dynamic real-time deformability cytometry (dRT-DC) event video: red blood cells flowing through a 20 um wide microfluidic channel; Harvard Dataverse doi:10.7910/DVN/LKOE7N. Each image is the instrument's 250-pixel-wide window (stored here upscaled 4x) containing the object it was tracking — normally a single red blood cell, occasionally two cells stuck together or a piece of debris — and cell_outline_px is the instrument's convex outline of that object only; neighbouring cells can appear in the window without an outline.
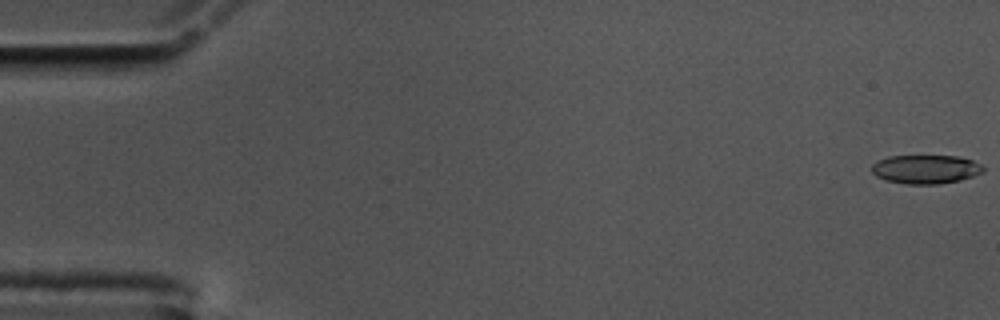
{"species": "common noctule bat (a hibernating species)", "species_latin": "Nyctalus noctula", "temperature_condition": "cold", "stored_images_in_passage": 57, "camera_frame_rate_fps": 3000, "um_per_image_px": 0.085, "animal": {"sex": "male", "body_mass_g": 17.5, "forearm_length_mm": 52.3}, "frame": {"image": 1, "passage_image": 1, "time_ms": 0.0, "image_size_px": [1000, 320], "cell_outline_px": [[984, 172], [960, 180], [936, 184], [904, 184], [884, 180], [876, 176], [872, 172], [872, 164], [888, 156], [960, 156], [972, 160], [980, 164], [984, 168]], "centroid_in_image_um": [78.68, 14.39], "position_along_channel_um": 6.3, "area_um2": 18.73}}
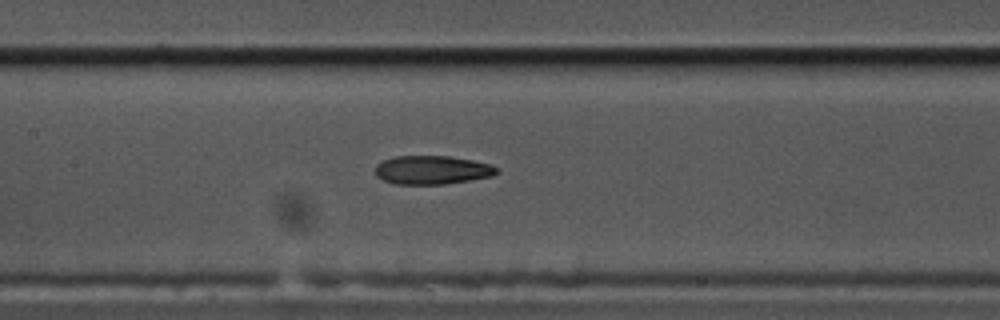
{"frame": {"image": 2, "passage_image": 27, "time_ms": 8.667, "image_size_px": [1000, 320], "cell_outline_px": [[500, 172], [492, 176], [444, 184], [396, 184], [384, 180], [376, 176], [376, 164], [384, 160], [396, 156], [448, 156], [472, 160], [488, 164], [496, 168]], "centroid_in_image_um": [36.71, 14.45], "position_along_channel_um": 170.7, "area_um2": 20.06}}
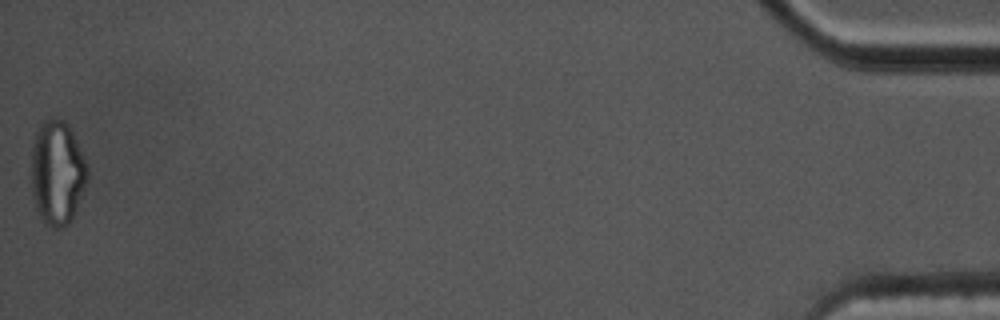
{"frame": {"image": 3, "passage_image": 57, "time_ms": 18.667, "image_size_px": [1000, 320], "cell_outline_px": [[88, 180], [76, 208], [68, 224], [60, 228], [52, 228], [44, 224], [40, 220], [32, 196], [32, 148], [36, 132], [40, 124], [48, 116], [64, 120], [68, 124], [76, 140], [88, 168]], "centroid_in_image_um": [4.85, 14.68], "position_along_channel_um": 430.4, "area_um2": 34.22}, "authors_computed_cell_mechanics": {"area_um2": 20.4612, "velocity_mm_per_s": 3.573, "shape_relaxation_time_tau1_ms": null, "shape_relaxation_time_tau2_ms": 5.2972, "deformation_change_tau1": null, "deformation_change_tau2": 0.1449}}